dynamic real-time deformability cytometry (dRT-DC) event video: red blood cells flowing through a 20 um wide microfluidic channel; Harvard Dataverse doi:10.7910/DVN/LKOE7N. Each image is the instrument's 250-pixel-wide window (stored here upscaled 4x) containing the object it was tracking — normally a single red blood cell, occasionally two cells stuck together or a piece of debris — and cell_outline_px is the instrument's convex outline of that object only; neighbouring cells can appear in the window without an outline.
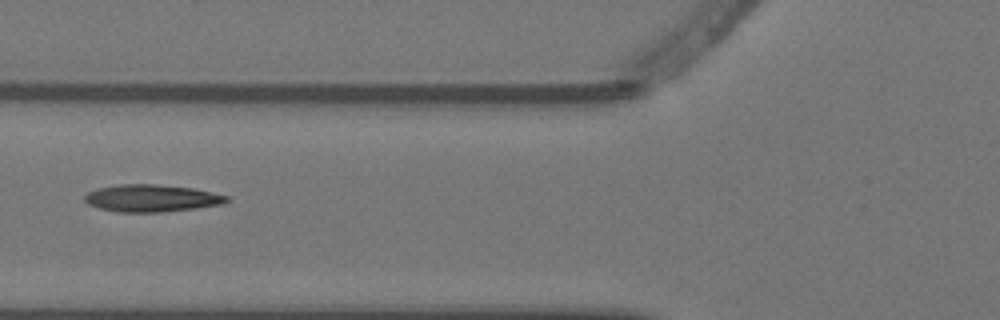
{"species": "Egyptian fruit bat (a non-hibernating species)", "species_latin": "Rousettus aegyptiacus", "temperature_condition": "warm", "stored_images_in_passage": 7, "camera_frame_rate_fps": 3000, "um_per_image_px": 0.085, "animal": {"sex": "female"}, "frame": {"image": 1, "passage_image": 5, "time_ms": 1.333, "image_size_px": [1000, 320], "cell_outline_px": [[232, 200], [220, 204], [196, 208], [160, 212], [120, 212], [100, 208], [88, 204], [84, 200], [84, 196], [88, 192], [100, 188], [120, 184], [156, 184], [192, 188], [212, 192], [228, 196]], "centroid_in_image_um": [12.9, 16.84], "position_along_channel_um": 112.9, "area_um2": 22.37}}
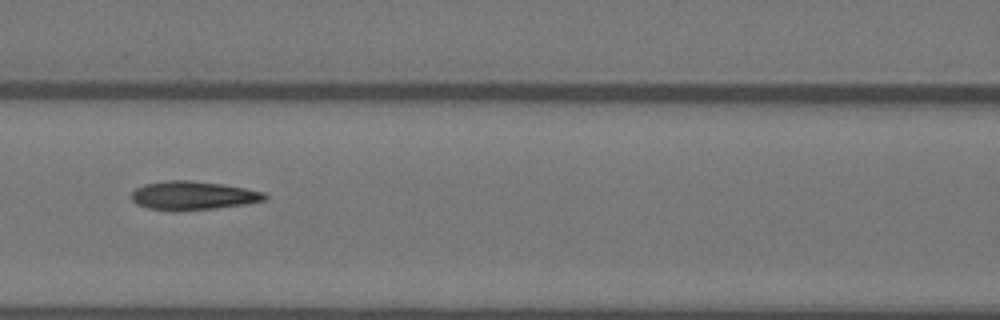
{"frame": {"image": 2, "passage_image": 6, "time_ms": 1.667, "image_size_px": [1000, 320], "cell_outline_px": [[268, 200], [244, 204], [216, 208], [148, 208], [136, 204], [132, 200], [132, 192], [136, 188], [144, 184], [168, 180], [188, 180], [224, 184], [264, 192], [268, 196]], "centroid_in_image_um": [16.46, 16.58], "position_along_channel_um": 150.1, "area_um2": 21.5}}
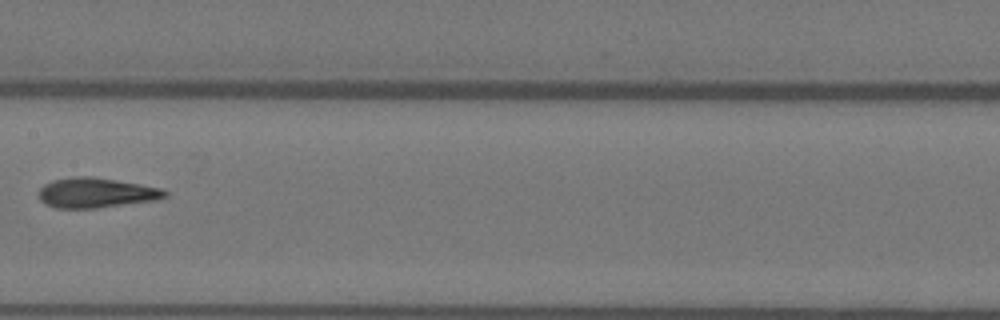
{"frame": {"image": 3, "passage_image": 7, "time_ms": 2.0, "image_size_px": [1000, 320], "cell_outline_px": [[168, 196], [152, 200], [96, 208], [56, 208], [44, 204], [40, 200], [40, 188], [44, 184], [52, 180], [72, 176], [92, 176], [116, 180], [160, 188], [168, 192]], "centroid_in_image_um": [8.11, 16.38], "position_along_channel_um": 199.3, "area_um2": 21.85}}